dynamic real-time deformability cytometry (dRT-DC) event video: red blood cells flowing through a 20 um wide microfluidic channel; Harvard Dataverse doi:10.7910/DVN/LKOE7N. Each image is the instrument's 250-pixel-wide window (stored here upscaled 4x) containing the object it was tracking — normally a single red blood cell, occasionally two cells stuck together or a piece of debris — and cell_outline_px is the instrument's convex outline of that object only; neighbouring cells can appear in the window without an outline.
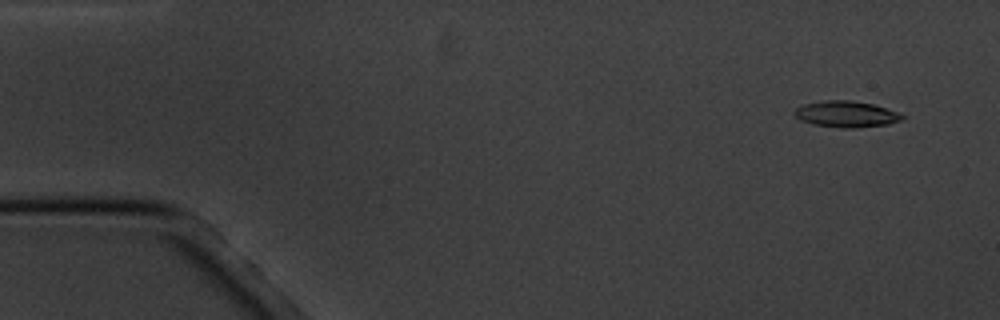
{"species": "common noctule bat (a hibernating species)", "species_latin": "Nyctalus noctula", "temperature_condition": "cold", "stored_images_in_passage": 5, "camera_frame_rate_fps": 3000, "um_per_image_px": 0.085, "animal": {"sex": "male", "body_mass_g": 20.1, "forearm_length_mm": 53.5}, "frame": {"image": 1, "passage_image": 1, "time_ms": 0.0, "image_size_px": [1000, 320], "cell_outline_px": [[904, 116], [900, 120], [888, 124], [852, 128], [840, 128], [812, 124], [800, 120], [792, 112], [796, 108], [804, 104], [820, 100], [848, 100], [872, 104], [896, 112]], "centroid_in_image_um": [71.85, 9.7], "position_along_channel_um": 13.2, "area_um2": 16.3}}
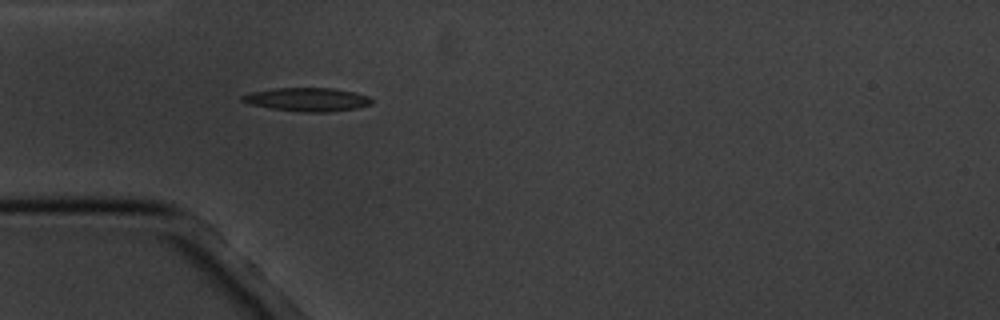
{"frame": {"image": 2, "passage_image": 5, "time_ms": 4.333, "image_size_px": [1000, 320], "cell_outline_px": [[372, 104], [356, 108], [328, 112], [300, 112], [272, 108], [248, 104], [240, 100], [240, 96], [248, 92], [272, 88], [332, 88], [356, 92], [368, 96], [372, 100]], "centroid_in_image_um": [26.08, 8.45], "position_along_channel_um": 58.9, "area_um2": 17.92}}